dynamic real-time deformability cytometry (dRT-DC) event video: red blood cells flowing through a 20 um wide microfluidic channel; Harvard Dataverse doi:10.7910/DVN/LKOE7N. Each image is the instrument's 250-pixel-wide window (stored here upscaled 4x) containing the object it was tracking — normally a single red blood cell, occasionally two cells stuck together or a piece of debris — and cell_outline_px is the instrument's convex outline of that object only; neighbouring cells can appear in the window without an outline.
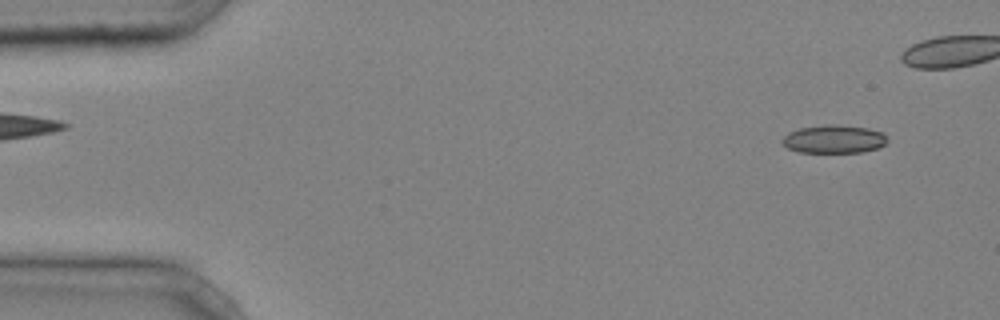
{"species": "common noctule bat (a hibernating species)", "species_latin": "Nyctalus noctula", "temperature_condition": "cold", "stored_images_in_passage": 12, "camera_frame_rate_fps": 3000, "um_per_image_px": 0.085, "animal": {"sex": "male", "body_mass_g": 20.4}, "frame": {"image": 1, "passage_image": 1, "time_ms": 0.0, "image_size_px": [1000, 320], "cell_outline_px": [[888, 140], [880, 148], [864, 152], [800, 152], [788, 148], [780, 140], [788, 132], [800, 128], [828, 124], [836, 124], [868, 128], [884, 132]], "centroid_in_image_um": [70.92, 11.82], "position_along_channel_um": 14.1, "area_um2": 17.4}}